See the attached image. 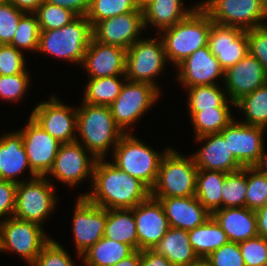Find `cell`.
Segmentation results:
<instances>
[{"mask_svg":"<svg viewBox=\"0 0 267 266\" xmlns=\"http://www.w3.org/2000/svg\"><path fill=\"white\" fill-rule=\"evenodd\" d=\"M106 161L96 160L91 180L92 191L80 196L107 210L132 209L151 196V190L143 182Z\"/></svg>","mask_w":267,"mask_h":266,"instance_id":"cell-1","label":"cell"},{"mask_svg":"<svg viewBox=\"0 0 267 266\" xmlns=\"http://www.w3.org/2000/svg\"><path fill=\"white\" fill-rule=\"evenodd\" d=\"M77 132L83 146L96 158L105 159L110 146L114 150L124 132L115 124L109 106L86 102L77 108Z\"/></svg>","mask_w":267,"mask_h":266,"instance_id":"cell-2","label":"cell"},{"mask_svg":"<svg viewBox=\"0 0 267 266\" xmlns=\"http://www.w3.org/2000/svg\"><path fill=\"white\" fill-rule=\"evenodd\" d=\"M212 22L210 16L198 6L188 17L162 30L159 35L164 34L161 39L167 61L177 67L197 49L208 46Z\"/></svg>","mask_w":267,"mask_h":266,"instance_id":"cell-3","label":"cell"},{"mask_svg":"<svg viewBox=\"0 0 267 266\" xmlns=\"http://www.w3.org/2000/svg\"><path fill=\"white\" fill-rule=\"evenodd\" d=\"M92 37L91 23L86 16H78L62 28L40 30L37 52L81 65Z\"/></svg>","mask_w":267,"mask_h":266,"instance_id":"cell-4","label":"cell"},{"mask_svg":"<svg viewBox=\"0 0 267 266\" xmlns=\"http://www.w3.org/2000/svg\"><path fill=\"white\" fill-rule=\"evenodd\" d=\"M198 170L192 155L185 157L170 148L161 159L151 197L195 196Z\"/></svg>","mask_w":267,"mask_h":266,"instance_id":"cell-5","label":"cell"},{"mask_svg":"<svg viewBox=\"0 0 267 266\" xmlns=\"http://www.w3.org/2000/svg\"><path fill=\"white\" fill-rule=\"evenodd\" d=\"M170 148L167 147L163 153L154 151L127 131L113 150L112 163L151 190L157 179L161 159Z\"/></svg>","mask_w":267,"mask_h":266,"instance_id":"cell-6","label":"cell"},{"mask_svg":"<svg viewBox=\"0 0 267 266\" xmlns=\"http://www.w3.org/2000/svg\"><path fill=\"white\" fill-rule=\"evenodd\" d=\"M199 6L220 25L248 30L267 24V0H204Z\"/></svg>","mask_w":267,"mask_h":266,"instance_id":"cell-7","label":"cell"},{"mask_svg":"<svg viewBox=\"0 0 267 266\" xmlns=\"http://www.w3.org/2000/svg\"><path fill=\"white\" fill-rule=\"evenodd\" d=\"M54 186L46 176L17 183L15 218L42 224L56 207L58 198L55 196Z\"/></svg>","mask_w":267,"mask_h":266,"instance_id":"cell-8","label":"cell"},{"mask_svg":"<svg viewBox=\"0 0 267 266\" xmlns=\"http://www.w3.org/2000/svg\"><path fill=\"white\" fill-rule=\"evenodd\" d=\"M166 62L162 39L139 38L126 51L125 77L132 82L150 84L160 91L154 80L163 72Z\"/></svg>","mask_w":267,"mask_h":266,"instance_id":"cell-9","label":"cell"},{"mask_svg":"<svg viewBox=\"0 0 267 266\" xmlns=\"http://www.w3.org/2000/svg\"><path fill=\"white\" fill-rule=\"evenodd\" d=\"M42 225L14 216L5 219L0 229V252H13L31 265L43 247L52 239Z\"/></svg>","mask_w":267,"mask_h":266,"instance_id":"cell-10","label":"cell"},{"mask_svg":"<svg viewBox=\"0 0 267 266\" xmlns=\"http://www.w3.org/2000/svg\"><path fill=\"white\" fill-rule=\"evenodd\" d=\"M160 92L147 83L126 80L116 100L109 106L115 124L124 132L132 128L159 99Z\"/></svg>","mask_w":267,"mask_h":266,"instance_id":"cell-11","label":"cell"},{"mask_svg":"<svg viewBox=\"0 0 267 266\" xmlns=\"http://www.w3.org/2000/svg\"><path fill=\"white\" fill-rule=\"evenodd\" d=\"M79 141L77 139L74 142L61 143L54 164L47 175L71 187L83 182L89 176L93 179L97 159Z\"/></svg>","mask_w":267,"mask_h":266,"instance_id":"cell-12","label":"cell"},{"mask_svg":"<svg viewBox=\"0 0 267 266\" xmlns=\"http://www.w3.org/2000/svg\"><path fill=\"white\" fill-rule=\"evenodd\" d=\"M30 117L47 133L61 143H70L78 139L77 108L63 104L55 95L48 101L40 102Z\"/></svg>","mask_w":267,"mask_h":266,"instance_id":"cell-13","label":"cell"},{"mask_svg":"<svg viewBox=\"0 0 267 266\" xmlns=\"http://www.w3.org/2000/svg\"><path fill=\"white\" fill-rule=\"evenodd\" d=\"M72 218V229L76 253L79 256L99 241L105 232L107 209L79 196Z\"/></svg>","mask_w":267,"mask_h":266,"instance_id":"cell-14","label":"cell"},{"mask_svg":"<svg viewBox=\"0 0 267 266\" xmlns=\"http://www.w3.org/2000/svg\"><path fill=\"white\" fill-rule=\"evenodd\" d=\"M28 124L19 130L31 170L37 176H46L51 170L61 142L47 133L29 117Z\"/></svg>","mask_w":267,"mask_h":266,"instance_id":"cell-15","label":"cell"},{"mask_svg":"<svg viewBox=\"0 0 267 266\" xmlns=\"http://www.w3.org/2000/svg\"><path fill=\"white\" fill-rule=\"evenodd\" d=\"M144 28L142 10L106 18L92 27L93 38L101 43L128 50Z\"/></svg>","mask_w":267,"mask_h":266,"instance_id":"cell-16","label":"cell"},{"mask_svg":"<svg viewBox=\"0 0 267 266\" xmlns=\"http://www.w3.org/2000/svg\"><path fill=\"white\" fill-rule=\"evenodd\" d=\"M233 120L220 133L228 142L229 150L244 166L253 167L259 160L264 149L265 128L252 126Z\"/></svg>","mask_w":267,"mask_h":266,"instance_id":"cell-17","label":"cell"},{"mask_svg":"<svg viewBox=\"0 0 267 266\" xmlns=\"http://www.w3.org/2000/svg\"><path fill=\"white\" fill-rule=\"evenodd\" d=\"M132 210L135 217L138 250L153 249L171 228L162 204L150 196Z\"/></svg>","mask_w":267,"mask_h":266,"instance_id":"cell-18","label":"cell"},{"mask_svg":"<svg viewBox=\"0 0 267 266\" xmlns=\"http://www.w3.org/2000/svg\"><path fill=\"white\" fill-rule=\"evenodd\" d=\"M208 47L225 71L248 53L247 32L238 27L212 22Z\"/></svg>","mask_w":267,"mask_h":266,"instance_id":"cell-19","label":"cell"},{"mask_svg":"<svg viewBox=\"0 0 267 266\" xmlns=\"http://www.w3.org/2000/svg\"><path fill=\"white\" fill-rule=\"evenodd\" d=\"M224 90L234 104L243 96L267 84L262 64L251 54L224 71Z\"/></svg>","mask_w":267,"mask_h":266,"instance_id":"cell-20","label":"cell"},{"mask_svg":"<svg viewBox=\"0 0 267 266\" xmlns=\"http://www.w3.org/2000/svg\"><path fill=\"white\" fill-rule=\"evenodd\" d=\"M176 68L177 81L186 88L213 85L218 78L224 79V69L208 46L197 49Z\"/></svg>","mask_w":267,"mask_h":266,"instance_id":"cell-21","label":"cell"},{"mask_svg":"<svg viewBox=\"0 0 267 266\" xmlns=\"http://www.w3.org/2000/svg\"><path fill=\"white\" fill-rule=\"evenodd\" d=\"M126 51L92 37L81 65L89 78L125 75Z\"/></svg>","mask_w":267,"mask_h":266,"instance_id":"cell-22","label":"cell"},{"mask_svg":"<svg viewBox=\"0 0 267 266\" xmlns=\"http://www.w3.org/2000/svg\"><path fill=\"white\" fill-rule=\"evenodd\" d=\"M195 139L204 143L192 155L198 169L233 173L244 167L229 150L228 142L221 133L206 134Z\"/></svg>","mask_w":267,"mask_h":266,"instance_id":"cell-23","label":"cell"},{"mask_svg":"<svg viewBox=\"0 0 267 266\" xmlns=\"http://www.w3.org/2000/svg\"><path fill=\"white\" fill-rule=\"evenodd\" d=\"M155 199L162 204L170 227L189 231L204 224L212 216L196 196Z\"/></svg>","mask_w":267,"mask_h":266,"instance_id":"cell-24","label":"cell"},{"mask_svg":"<svg viewBox=\"0 0 267 266\" xmlns=\"http://www.w3.org/2000/svg\"><path fill=\"white\" fill-rule=\"evenodd\" d=\"M26 169L31 179L37 177L29 166L22 135L18 131L3 134L0 137V179L20 183L24 179L19 180L18 175Z\"/></svg>","mask_w":267,"mask_h":266,"instance_id":"cell-25","label":"cell"},{"mask_svg":"<svg viewBox=\"0 0 267 266\" xmlns=\"http://www.w3.org/2000/svg\"><path fill=\"white\" fill-rule=\"evenodd\" d=\"M230 242L240 243L258 236L255 210L247 207L219 208L212 213Z\"/></svg>","mask_w":267,"mask_h":266,"instance_id":"cell-26","label":"cell"},{"mask_svg":"<svg viewBox=\"0 0 267 266\" xmlns=\"http://www.w3.org/2000/svg\"><path fill=\"white\" fill-rule=\"evenodd\" d=\"M182 0H151L142 8L144 28L156 27L157 34L188 17L198 6L185 9Z\"/></svg>","mask_w":267,"mask_h":266,"instance_id":"cell-27","label":"cell"},{"mask_svg":"<svg viewBox=\"0 0 267 266\" xmlns=\"http://www.w3.org/2000/svg\"><path fill=\"white\" fill-rule=\"evenodd\" d=\"M152 250L174 266H190L200 260L192 249L188 231L179 228L171 227Z\"/></svg>","mask_w":267,"mask_h":266,"instance_id":"cell-28","label":"cell"},{"mask_svg":"<svg viewBox=\"0 0 267 266\" xmlns=\"http://www.w3.org/2000/svg\"><path fill=\"white\" fill-rule=\"evenodd\" d=\"M189 241L199 259L230 242L227 234L211 216L204 224L188 231Z\"/></svg>","mask_w":267,"mask_h":266,"instance_id":"cell-29","label":"cell"},{"mask_svg":"<svg viewBox=\"0 0 267 266\" xmlns=\"http://www.w3.org/2000/svg\"><path fill=\"white\" fill-rule=\"evenodd\" d=\"M104 237L138 250V237L132 209H108Z\"/></svg>","mask_w":267,"mask_h":266,"instance_id":"cell-30","label":"cell"},{"mask_svg":"<svg viewBox=\"0 0 267 266\" xmlns=\"http://www.w3.org/2000/svg\"><path fill=\"white\" fill-rule=\"evenodd\" d=\"M134 251L130 245L103 236L81 256L84 266H113Z\"/></svg>","mask_w":267,"mask_h":266,"instance_id":"cell-31","label":"cell"},{"mask_svg":"<svg viewBox=\"0 0 267 266\" xmlns=\"http://www.w3.org/2000/svg\"><path fill=\"white\" fill-rule=\"evenodd\" d=\"M227 174L220 171L198 170L195 196L211 214L222 208L221 191Z\"/></svg>","mask_w":267,"mask_h":266,"instance_id":"cell-32","label":"cell"},{"mask_svg":"<svg viewBox=\"0 0 267 266\" xmlns=\"http://www.w3.org/2000/svg\"><path fill=\"white\" fill-rule=\"evenodd\" d=\"M121 76L122 78L124 77V80L120 81ZM126 80L125 75L88 78L86 88L84 89L83 102L93 105L110 106L119 96Z\"/></svg>","mask_w":267,"mask_h":266,"instance_id":"cell-33","label":"cell"},{"mask_svg":"<svg viewBox=\"0 0 267 266\" xmlns=\"http://www.w3.org/2000/svg\"><path fill=\"white\" fill-rule=\"evenodd\" d=\"M218 84L202 85L187 88V108L190 118L198 111L213 109L216 107H230L235 105Z\"/></svg>","mask_w":267,"mask_h":266,"instance_id":"cell-34","label":"cell"},{"mask_svg":"<svg viewBox=\"0 0 267 266\" xmlns=\"http://www.w3.org/2000/svg\"><path fill=\"white\" fill-rule=\"evenodd\" d=\"M234 106L243 110L245 121L241 123L267 130V84L243 96Z\"/></svg>","mask_w":267,"mask_h":266,"instance_id":"cell-35","label":"cell"},{"mask_svg":"<svg viewBox=\"0 0 267 266\" xmlns=\"http://www.w3.org/2000/svg\"><path fill=\"white\" fill-rule=\"evenodd\" d=\"M234 118L229 107H216L196 112L191 117L195 138L211 133H220Z\"/></svg>","mask_w":267,"mask_h":266,"instance_id":"cell-36","label":"cell"},{"mask_svg":"<svg viewBox=\"0 0 267 266\" xmlns=\"http://www.w3.org/2000/svg\"><path fill=\"white\" fill-rule=\"evenodd\" d=\"M247 190V167L228 173L221 191L222 208L245 207Z\"/></svg>","mask_w":267,"mask_h":266,"instance_id":"cell-37","label":"cell"},{"mask_svg":"<svg viewBox=\"0 0 267 266\" xmlns=\"http://www.w3.org/2000/svg\"><path fill=\"white\" fill-rule=\"evenodd\" d=\"M40 28L35 13H24L18 23L13 40L10 45L19 51H38Z\"/></svg>","mask_w":267,"mask_h":266,"instance_id":"cell-38","label":"cell"},{"mask_svg":"<svg viewBox=\"0 0 267 266\" xmlns=\"http://www.w3.org/2000/svg\"><path fill=\"white\" fill-rule=\"evenodd\" d=\"M135 10H142L135 0H91L86 17L93 27L101 20Z\"/></svg>","mask_w":267,"mask_h":266,"instance_id":"cell-39","label":"cell"},{"mask_svg":"<svg viewBox=\"0 0 267 266\" xmlns=\"http://www.w3.org/2000/svg\"><path fill=\"white\" fill-rule=\"evenodd\" d=\"M40 30L62 28L78 16L71 10L43 1L35 12Z\"/></svg>","mask_w":267,"mask_h":266,"instance_id":"cell-40","label":"cell"},{"mask_svg":"<svg viewBox=\"0 0 267 266\" xmlns=\"http://www.w3.org/2000/svg\"><path fill=\"white\" fill-rule=\"evenodd\" d=\"M267 203V176L254 167H247L245 207L257 210Z\"/></svg>","mask_w":267,"mask_h":266,"instance_id":"cell-41","label":"cell"},{"mask_svg":"<svg viewBox=\"0 0 267 266\" xmlns=\"http://www.w3.org/2000/svg\"><path fill=\"white\" fill-rule=\"evenodd\" d=\"M29 84V73L0 75V98L10 102L19 101L26 94Z\"/></svg>","mask_w":267,"mask_h":266,"instance_id":"cell-42","label":"cell"},{"mask_svg":"<svg viewBox=\"0 0 267 266\" xmlns=\"http://www.w3.org/2000/svg\"><path fill=\"white\" fill-rule=\"evenodd\" d=\"M66 249L51 239L40 251L31 266H75Z\"/></svg>","mask_w":267,"mask_h":266,"instance_id":"cell-43","label":"cell"},{"mask_svg":"<svg viewBox=\"0 0 267 266\" xmlns=\"http://www.w3.org/2000/svg\"><path fill=\"white\" fill-rule=\"evenodd\" d=\"M238 244L246 266H267V239L256 236Z\"/></svg>","mask_w":267,"mask_h":266,"instance_id":"cell-44","label":"cell"},{"mask_svg":"<svg viewBox=\"0 0 267 266\" xmlns=\"http://www.w3.org/2000/svg\"><path fill=\"white\" fill-rule=\"evenodd\" d=\"M23 14L8 0L0 4V44H11Z\"/></svg>","mask_w":267,"mask_h":266,"instance_id":"cell-45","label":"cell"},{"mask_svg":"<svg viewBox=\"0 0 267 266\" xmlns=\"http://www.w3.org/2000/svg\"><path fill=\"white\" fill-rule=\"evenodd\" d=\"M23 53L10 44H0V75L28 73Z\"/></svg>","mask_w":267,"mask_h":266,"instance_id":"cell-46","label":"cell"},{"mask_svg":"<svg viewBox=\"0 0 267 266\" xmlns=\"http://www.w3.org/2000/svg\"><path fill=\"white\" fill-rule=\"evenodd\" d=\"M210 266H246L239 244L229 242L216 249L204 259Z\"/></svg>","mask_w":267,"mask_h":266,"instance_id":"cell-47","label":"cell"},{"mask_svg":"<svg viewBox=\"0 0 267 266\" xmlns=\"http://www.w3.org/2000/svg\"><path fill=\"white\" fill-rule=\"evenodd\" d=\"M248 53L253 55L263 66L267 75V24L246 30Z\"/></svg>","mask_w":267,"mask_h":266,"instance_id":"cell-48","label":"cell"},{"mask_svg":"<svg viewBox=\"0 0 267 266\" xmlns=\"http://www.w3.org/2000/svg\"><path fill=\"white\" fill-rule=\"evenodd\" d=\"M16 188V183L0 179V218L3 217L1 220L8 219L14 214ZM5 219L0 221V229L5 223Z\"/></svg>","mask_w":267,"mask_h":266,"instance_id":"cell-49","label":"cell"},{"mask_svg":"<svg viewBox=\"0 0 267 266\" xmlns=\"http://www.w3.org/2000/svg\"><path fill=\"white\" fill-rule=\"evenodd\" d=\"M51 4L73 11L77 16H86L91 0H44Z\"/></svg>","mask_w":267,"mask_h":266,"instance_id":"cell-50","label":"cell"},{"mask_svg":"<svg viewBox=\"0 0 267 266\" xmlns=\"http://www.w3.org/2000/svg\"><path fill=\"white\" fill-rule=\"evenodd\" d=\"M140 266H174L166 257L152 249L141 251Z\"/></svg>","mask_w":267,"mask_h":266,"instance_id":"cell-51","label":"cell"},{"mask_svg":"<svg viewBox=\"0 0 267 266\" xmlns=\"http://www.w3.org/2000/svg\"><path fill=\"white\" fill-rule=\"evenodd\" d=\"M258 236L267 239V203L255 210Z\"/></svg>","mask_w":267,"mask_h":266,"instance_id":"cell-52","label":"cell"},{"mask_svg":"<svg viewBox=\"0 0 267 266\" xmlns=\"http://www.w3.org/2000/svg\"><path fill=\"white\" fill-rule=\"evenodd\" d=\"M12 3L17 9L23 11L24 13H35L38 9V6L44 0H8Z\"/></svg>","mask_w":267,"mask_h":266,"instance_id":"cell-53","label":"cell"},{"mask_svg":"<svg viewBox=\"0 0 267 266\" xmlns=\"http://www.w3.org/2000/svg\"><path fill=\"white\" fill-rule=\"evenodd\" d=\"M141 251L135 250L131 255L113 266H140Z\"/></svg>","mask_w":267,"mask_h":266,"instance_id":"cell-54","label":"cell"},{"mask_svg":"<svg viewBox=\"0 0 267 266\" xmlns=\"http://www.w3.org/2000/svg\"><path fill=\"white\" fill-rule=\"evenodd\" d=\"M253 167L256 168L260 173L267 176V153L265 155V147L258 162Z\"/></svg>","mask_w":267,"mask_h":266,"instance_id":"cell-55","label":"cell"},{"mask_svg":"<svg viewBox=\"0 0 267 266\" xmlns=\"http://www.w3.org/2000/svg\"><path fill=\"white\" fill-rule=\"evenodd\" d=\"M151 0H135L136 4L140 9L147 5Z\"/></svg>","mask_w":267,"mask_h":266,"instance_id":"cell-56","label":"cell"},{"mask_svg":"<svg viewBox=\"0 0 267 266\" xmlns=\"http://www.w3.org/2000/svg\"><path fill=\"white\" fill-rule=\"evenodd\" d=\"M190 266H210L204 259H200L197 263Z\"/></svg>","mask_w":267,"mask_h":266,"instance_id":"cell-57","label":"cell"}]
</instances>
